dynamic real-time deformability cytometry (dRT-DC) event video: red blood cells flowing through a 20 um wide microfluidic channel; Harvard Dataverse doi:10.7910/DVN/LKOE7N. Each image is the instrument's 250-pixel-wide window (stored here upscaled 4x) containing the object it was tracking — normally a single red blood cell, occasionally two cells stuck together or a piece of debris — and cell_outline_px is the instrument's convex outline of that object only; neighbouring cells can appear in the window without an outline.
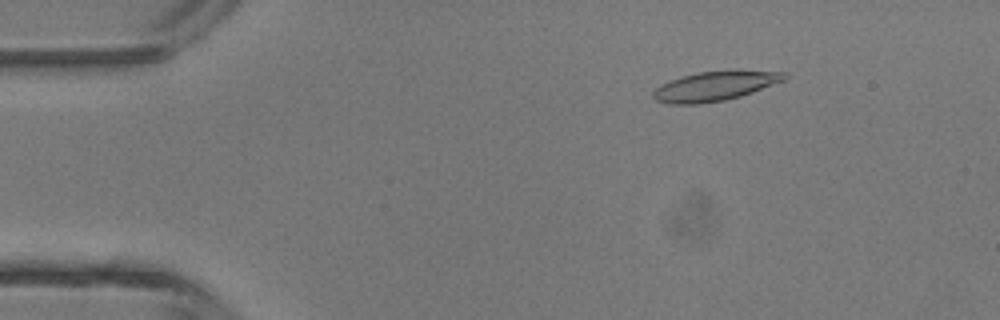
{"species": "common noctule bat (a hibernating species)", "species_latin": "Nyctalus noctula", "temperature_condition": "room temperature", "stored_images_in_passage": 37, "camera_frame_rate_fps": 3000, "um_per_image_px": 0.085, "animal": {"sex": "male", "body_mass_g": 13.3}, "frame": {"image": 1, "passage_image": 1, "time_ms": 0.0, "image_size_px": [1000, 320], "cell_outline_px": [[788, 76], [784, 80], [752, 92], [740, 96], [724, 100], [700, 104], [668, 104], [656, 100], [652, 96], [652, 92], [660, 84], [680, 76], [700, 72], [736, 68], [788, 72]], "centroid_in_image_um": [60.8, 7.28], "position_along_channel_um": 24.2, "area_um2": 23.18}}
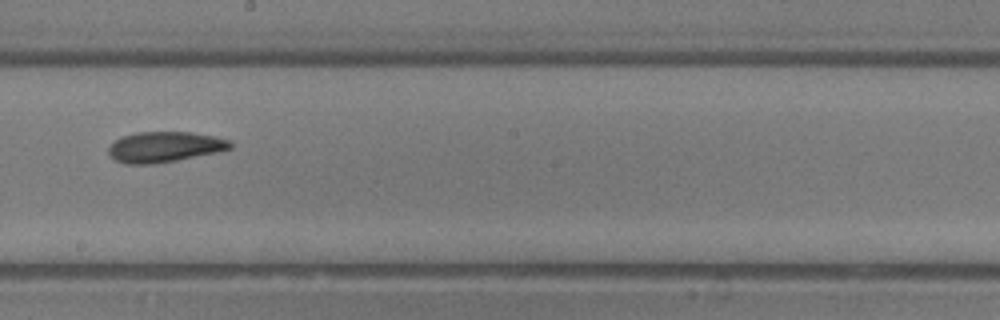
{"frame": {"image": 2, "passage_image": 20, "time_ms": 6.333, "image_size_px": [1000, 320], "cell_outline_px": [[232, 148], [220, 152], [156, 164], [124, 164], [108, 156], [108, 148], [116, 140], [124, 136], [136, 132], [188, 132], [216, 136], [228, 140], [232, 144]], "centroid_in_image_um": [14.0, 12.5], "position_along_channel_um": 234.2, "area_um2": 21.79}}
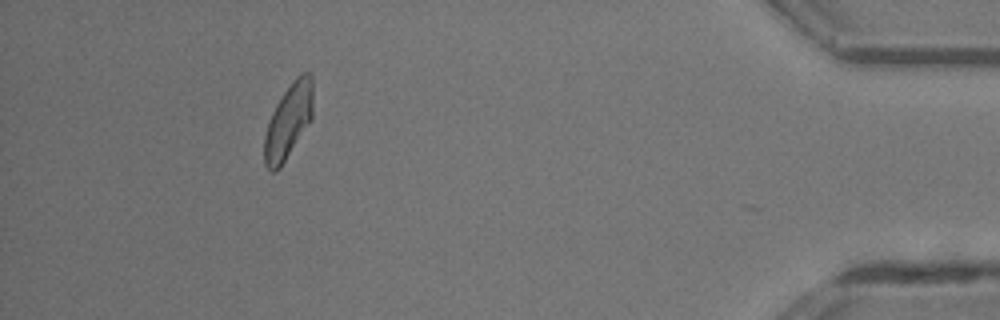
{"frame": {"image": 3, "passage_image": 36, "time_ms": 11.667, "image_size_px": [1000, 320], "cell_outline_px": [[312, 120], [280, 168], [276, 172], [272, 172], [264, 164], [264, 136], [272, 112], [276, 104], [292, 80], [300, 72], [312, 72]], "centroid_in_image_um": [24.52, 10.29], "position_along_channel_um": 410.7, "area_um2": 21.33}, "authors_computed_cell_mechanics": {"area_um2": 21.386, "velocity_mm_per_s": 4.4768, "shape_relaxation_time_tau1_ms": 4.9954, "shape_relaxation_time_tau2_ms": 3.0465, "deformation_change_tau1": 0.1681, "deformation_change_tau2": 0.1028}}